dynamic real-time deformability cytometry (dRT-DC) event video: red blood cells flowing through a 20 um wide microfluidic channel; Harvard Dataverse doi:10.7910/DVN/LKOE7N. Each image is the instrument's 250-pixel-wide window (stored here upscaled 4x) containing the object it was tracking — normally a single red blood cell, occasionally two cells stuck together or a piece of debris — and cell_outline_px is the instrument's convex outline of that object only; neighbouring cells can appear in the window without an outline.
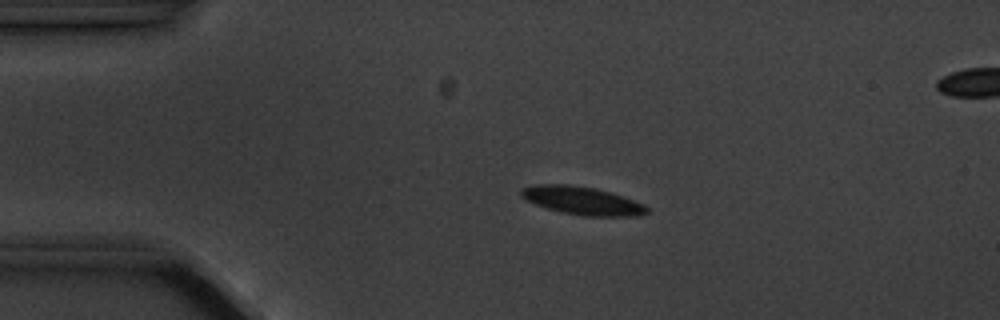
{"species": "common noctule bat (a hibernating species)", "species_latin": "Nyctalus noctula", "temperature_condition": "cold", "stored_images_in_passage": 5, "camera_frame_rate_fps": 3000, "um_per_image_px": 0.085, "animal": {"sex": "male", "body_mass_g": 20.1, "forearm_length_mm": 53.5}, "frame": {"image": 1, "passage_image": 3, "time_ms": 2.333, "image_size_px": [1000, 320], "cell_outline_px": [[648, 212], [636, 216], [584, 216], [560, 212], [544, 208], [520, 196], [520, 188], [536, 184], [568, 184], [592, 188], [608, 192], [644, 204], [648, 208]], "centroid_in_image_um": [49.43, 17.06], "position_along_channel_um": 35.6, "area_um2": 20.4}}